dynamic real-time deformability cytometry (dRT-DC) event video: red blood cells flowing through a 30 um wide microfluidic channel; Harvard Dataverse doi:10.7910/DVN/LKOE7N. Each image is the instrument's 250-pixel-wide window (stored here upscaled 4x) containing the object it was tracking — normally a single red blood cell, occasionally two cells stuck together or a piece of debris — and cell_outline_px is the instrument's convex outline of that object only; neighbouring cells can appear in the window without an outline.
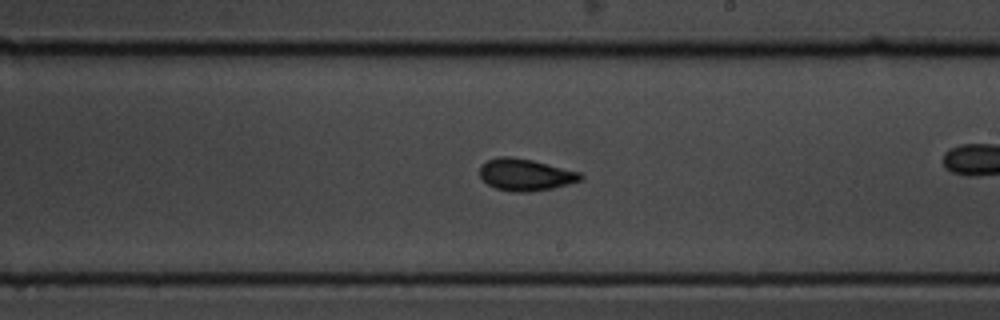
{"species": "common noctule bat (a hibernating species)", "species_latin": "Nyctalus noctula", "temperature_condition": "cold", "stored_images_in_passage": 59, "camera_frame_rate_fps": 3000, "um_per_image_px": 0.085, "animal": {"sex": "male", "body_mass_g": 19.5, "forearm_length_mm": 54.6}, "frame": {"image": 1, "passage_image": 34, "time_ms": 11.0, "image_size_px": [1000, 320], "cell_outline_px": [[584, 180], [552, 188], [528, 192], [512, 192], [496, 188], [488, 184], [480, 176], [480, 168], [488, 160], [500, 156], [512, 156], [532, 160], [580, 172], [584, 176]], "centroid_in_image_um": [44.69, 14.85], "position_along_channel_um": 244.3, "area_um2": 18.67}, "authors_computed_cell_mechanics": {"area_um2": 18.2648, "velocity_mm_per_s": 3.4593, "shape_relaxation_time_tau1_ms": 3.2079, "shape_relaxation_time_tau2_ms": 2.3586, "deformation_change_tau1": 0.075, "deformation_change_tau2": 0.045}}